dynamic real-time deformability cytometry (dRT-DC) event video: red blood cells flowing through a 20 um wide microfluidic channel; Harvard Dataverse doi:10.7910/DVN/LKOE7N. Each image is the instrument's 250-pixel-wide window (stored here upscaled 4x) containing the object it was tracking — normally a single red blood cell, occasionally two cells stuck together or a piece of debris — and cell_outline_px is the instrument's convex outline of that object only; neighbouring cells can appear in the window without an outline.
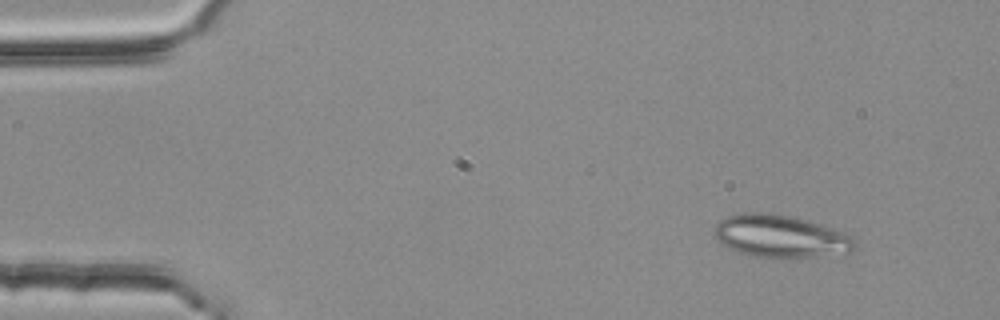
{"species": "common noctule bat (a hibernating species)", "species_latin": "Nyctalus noctula", "temperature_condition": "room temperature", "stored_images_in_passage": 3, "camera_frame_rate_fps": 3000, "um_per_image_px": 0.085, "animal": {"sex": "female", "body_mass_g": 25.1}, "frame": {"image": 1, "passage_image": 1, "time_ms": 0.0, "image_size_px": [1000, 320], "cell_outline_px": [[856, 244], [848, 252], [780, 260], [772, 260], [748, 256], [736, 252], [720, 244], [716, 236], [716, 224], [720, 220], [728, 216], [740, 212], [764, 212], [788, 216], [820, 224], [844, 232], [852, 236], [856, 240]], "centroid_in_image_um": [66.29, 20.12], "position_along_channel_um": 18.7, "area_um2": 35.26}}